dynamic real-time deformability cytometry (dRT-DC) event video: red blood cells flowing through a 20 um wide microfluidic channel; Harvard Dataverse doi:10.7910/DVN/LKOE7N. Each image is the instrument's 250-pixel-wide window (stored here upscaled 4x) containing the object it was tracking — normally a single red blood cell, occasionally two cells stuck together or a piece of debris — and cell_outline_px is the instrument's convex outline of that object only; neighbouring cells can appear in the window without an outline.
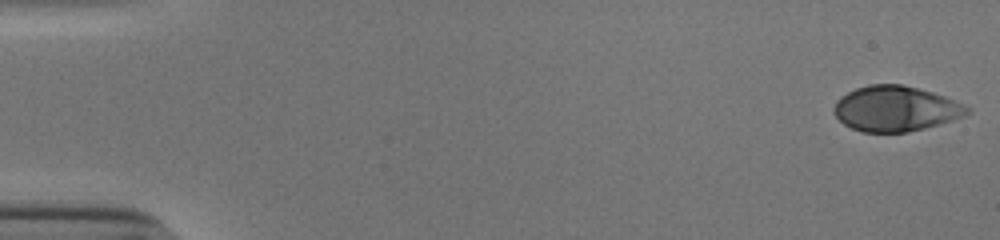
{"species": "human", "species_latin": "Homo sapiens", "temperature_condition": "cold", "stored_images_in_passage": 53, "camera_frame_rate_fps": 3000, "um_per_image_px": 0.085, "donor": {"sex": "male"}, "frame": {"image": 1, "passage_image": 1, "time_ms": 0.0, "image_size_px": [1000, 240], "cell_outline_px": [[972, 108], [964, 116], [952, 120], [924, 128], [908, 132], [860, 132], [844, 124], [836, 116], [832, 108], [836, 100], [840, 96], [856, 88], [868, 84], [900, 84], [932, 92], [944, 96], [964, 104]], "centroid_in_image_um": [76.1, 9.23], "position_along_channel_um": 8.9, "area_um2": 35.14}}
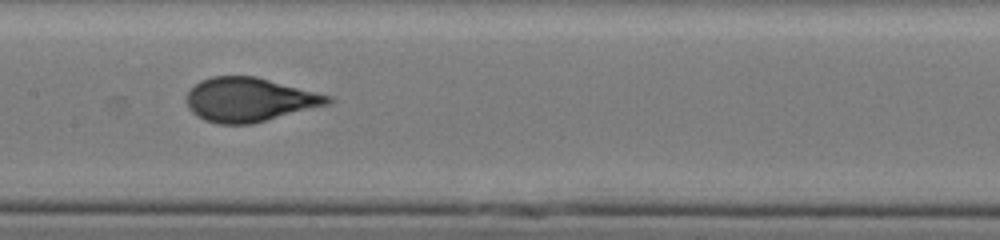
{"frame": {"image": 2, "passage_image": 27, "time_ms": 8.667, "image_size_px": [1000, 240], "cell_outline_px": [[336, 100], [328, 104], [252, 124], [216, 124], [204, 120], [192, 112], [188, 108], [188, 92], [200, 80], [212, 76], [256, 76], [332, 96]], "centroid_in_image_um": [21.21, 8.47], "position_along_channel_um": 186.2, "area_um2": 36.13}}
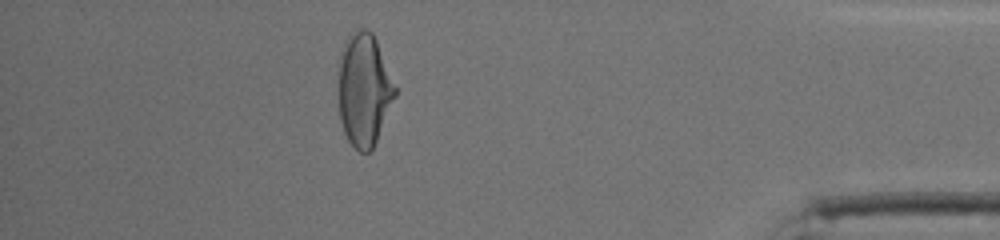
{"frame": {"image": 3, "passage_image": 47, "time_ms": 15.333, "image_size_px": [1000, 240], "cell_outline_px": [[396, 96], [376, 140], [372, 148], [368, 152], [360, 152], [348, 140], [344, 132], [340, 120], [340, 52], [356, 28], [368, 28], [372, 32], [376, 40], [396, 88]], "centroid_in_image_um": [30.96, 7.62], "position_along_channel_um": 404.2, "area_um2": 36.36}, "authors_computed_cell_mechanics": {"area_um2": 36.125, "velocity_mm_per_s": 3.8808, "shape_relaxation_time_tau1_ms": 4.531, "shape_relaxation_time_tau2_ms": null, "deformation_change_tau1": 0.213, "deformation_change_tau2": null}}